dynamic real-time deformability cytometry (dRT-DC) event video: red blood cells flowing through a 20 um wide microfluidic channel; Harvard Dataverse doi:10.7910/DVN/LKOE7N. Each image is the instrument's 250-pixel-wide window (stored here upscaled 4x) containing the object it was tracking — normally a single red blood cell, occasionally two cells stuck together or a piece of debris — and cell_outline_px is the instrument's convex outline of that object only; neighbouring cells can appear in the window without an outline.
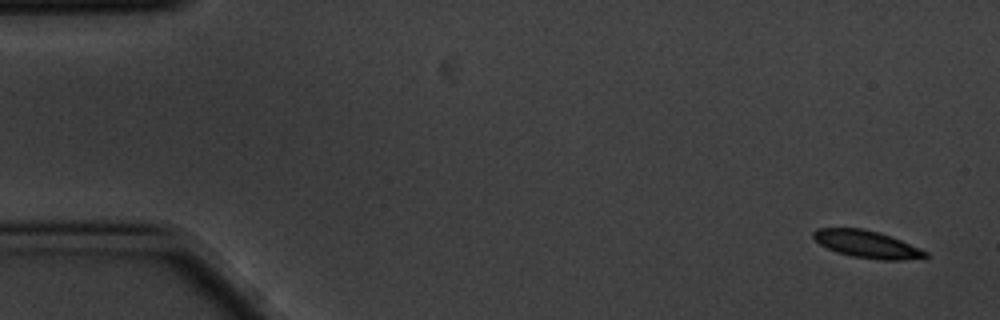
{"species": "common noctule bat (a hibernating species)", "species_latin": "Nyctalus noctula", "temperature_condition": "cold", "stored_images_in_passage": 9, "camera_frame_rate_fps": 3000, "um_per_image_px": 0.085, "animal": {"sex": "male", "body_mass_g": 20.1, "forearm_length_mm": 53.5}, "frame": {"image": 1, "passage_image": 1, "time_ms": 0.0, "image_size_px": [1000, 320], "cell_outline_px": [[928, 256], [904, 260], [880, 260], [852, 256], [836, 252], [820, 244], [812, 236], [812, 232], [816, 228], [864, 228], [880, 232], [920, 248], [928, 252]], "centroid_in_image_um": [73.67, 20.75], "position_along_channel_um": 11.3, "area_um2": 17.8}}
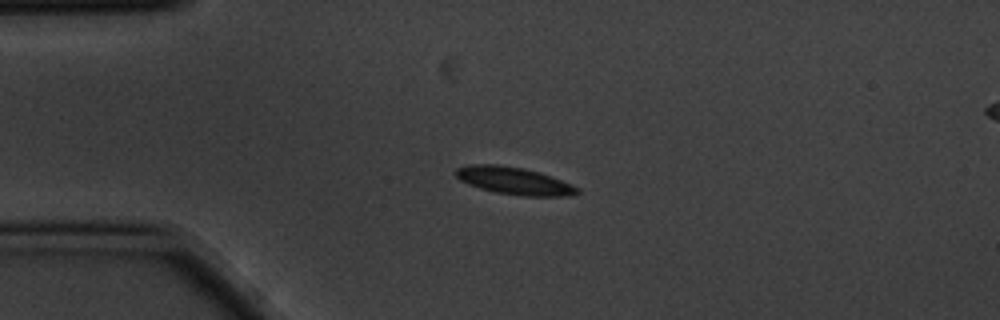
{"frame": {"image": 2, "passage_image": 4, "time_ms": 1.0, "image_size_px": [1000, 320], "cell_outline_px": [[580, 192], [568, 196], [524, 196], [496, 192], [480, 188], [468, 184], [460, 180], [452, 172], [456, 168], [472, 164], [496, 164], [520, 168], [540, 172], [572, 184], [580, 188]], "centroid_in_image_um": [43.69, 15.37], "position_along_channel_um": 41.3, "area_um2": 19.36}}
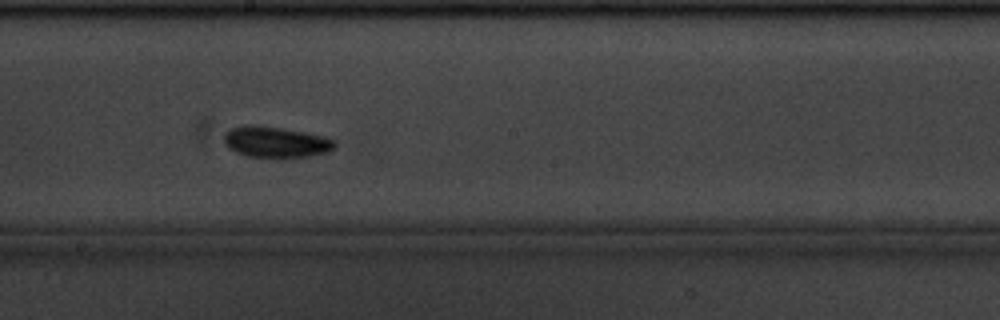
{"frame": {"image": 3, "passage_image": 9, "time_ms": 2.667, "image_size_px": [1000, 320], "cell_outline_px": [[336, 144], [328, 152], [312, 156], [280, 160], [248, 156], [236, 152], [228, 148], [224, 144], [224, 132], [228, 128], [244, 124], [252, 124], [280, 128], [304, 132], [324, 136], [336, 140]], "centroid_in_image_um": [23.41, 12.1], "position_along_channel_um": 224.8, "area_um2": 20.81}}